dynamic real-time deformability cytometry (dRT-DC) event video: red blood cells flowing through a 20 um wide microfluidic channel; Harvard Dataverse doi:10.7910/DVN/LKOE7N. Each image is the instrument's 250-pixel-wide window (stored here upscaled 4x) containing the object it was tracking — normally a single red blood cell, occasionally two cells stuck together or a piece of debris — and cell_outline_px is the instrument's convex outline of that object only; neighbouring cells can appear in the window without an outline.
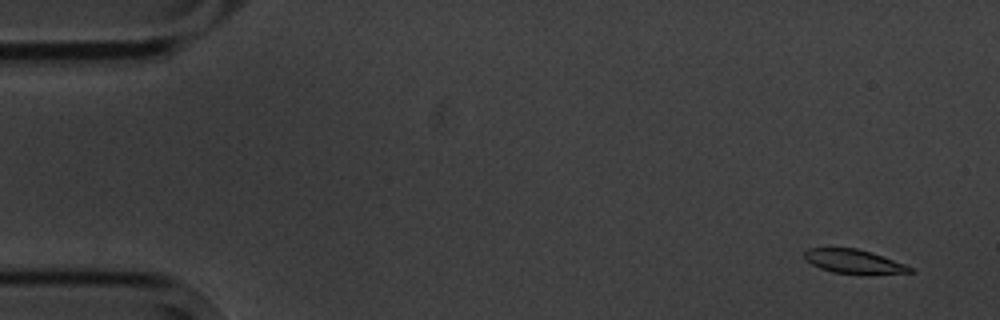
{"species": "common noctule bat (a hibernating species)", "species_latin": "Nyctalus noctula", "temperature_condition": "cold", "stored_images_in_passage": 9, "camera_frame_rate_fps": 3000, "um_per_image_px": 0.085, "animal": {"sex": "male", "body_mass_g": 20.1, "forearm_length_mm": 53.5}, "frame": {"image": 1, "passage_image": 1, "time_ms": 0.0, "image_size_px": [1000, 320], "cell_outline_px": [[916, 272], [868, 276], [860, 276], [832, 272], [820, 268], [804, 260], [804, 252], [808, 248], [856, 248], [904, 264], [912, 268]], "centroid_in_image_um": [72.58, 22.28], "position_along_channel_um": 12.4, "area_um2": 15.14}}
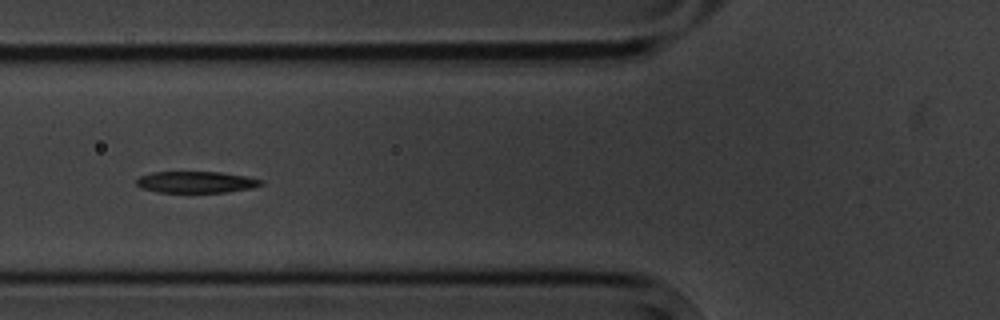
{"frame": {"image": 2, "passage_image": 6, "time_ms": 6.0, "image_size_px": [1000, 320], "cell_outline_px": [[264, 184], [252, 188], [228, 192], [160, 192], [140, 188], [136, 184], [136, 180], [140, 176], [152, 172], [220, 172], [244, 176], [264, 180]], "centroid_in_image_um": [16.68, 15.48], "position_along_channel_um": 109.1, "area_um2": 15.61}}
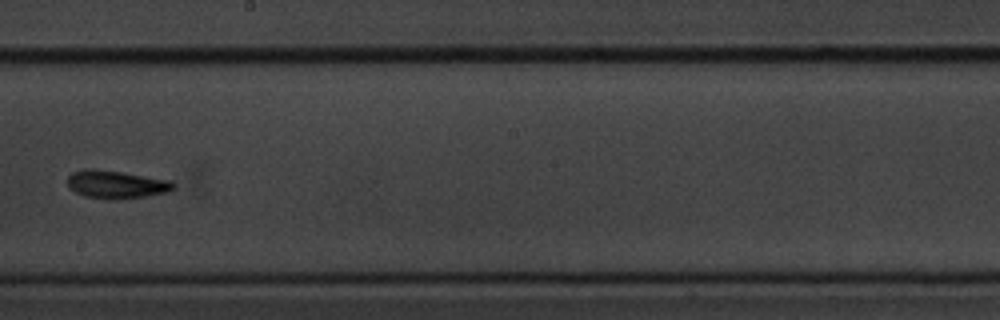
{"frame": {"image": 3, "passage_image": 9, "time_ms": 9.667, "image_size_px": [1000, 320], "cell_outline_px": [[176, 188], [168, 192], [120, 200], [116, 200], [84, 196], [68, 188], [68, 176], [72, 172], [84, 168], [92, 168], [120, 172], [172, 180], [176, 184]], "centroid_in_image_um": [9.89, 15.67], "position_along_channel_um": 238.3, "area_um2": 17.46}}